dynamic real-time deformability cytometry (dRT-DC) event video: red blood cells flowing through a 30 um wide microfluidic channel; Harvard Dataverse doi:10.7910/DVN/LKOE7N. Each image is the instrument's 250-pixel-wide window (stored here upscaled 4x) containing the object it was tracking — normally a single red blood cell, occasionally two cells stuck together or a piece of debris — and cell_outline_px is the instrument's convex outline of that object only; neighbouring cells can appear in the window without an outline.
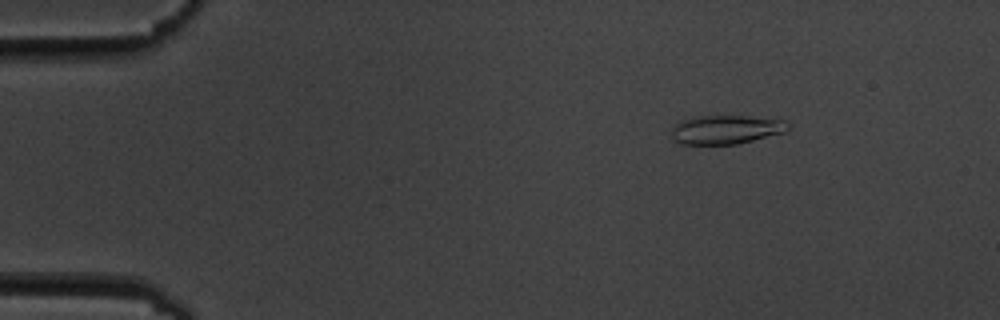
{"species": "common noctule bat (a hibernating species)", "species_latin": "Nyctalus noctula", "temperature_condition": "cold", "stored_images_in_passage": 5, "camera_frame_rate_fps": 3000, "um_per_image_px": 0.085, "animal": {"sex": "male", "body_mass_g": 19.5, "forearm_length_mm": 54.6}, "frame": {"image": 1, "passage_image": 3, "time_ms": 2.333, "image_size_px": [1000, 320], "cell_outline_px": [[792, 124], [784, 132], [736, 144], [680, 144], [672, 140], [672, 128], [680, 120], [692, 116], [744, 116], [784, 120]], "centroid_in_image_um": [61.67, 11.01], "position_along_channel_um": 23.3, "area_um2": 19.59}}